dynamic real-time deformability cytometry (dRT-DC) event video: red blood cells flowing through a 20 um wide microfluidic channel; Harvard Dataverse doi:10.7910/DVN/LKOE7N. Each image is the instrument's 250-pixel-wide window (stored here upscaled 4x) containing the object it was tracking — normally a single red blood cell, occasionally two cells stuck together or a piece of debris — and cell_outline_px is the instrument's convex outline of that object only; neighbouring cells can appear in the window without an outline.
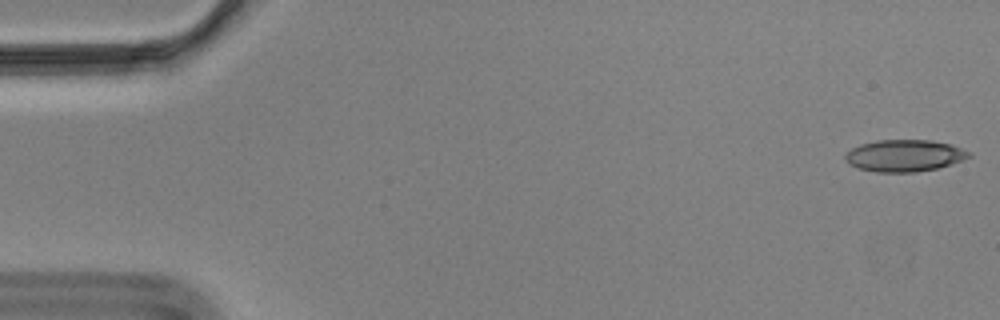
{"species": "Egyptian fruit bat (a non-hibernating species)", "species_latin": "Rousettus aegyptiacus", "temperature_condition": "cold", "stored_images_in_passage": 17, "camera_frame_rate_fps": 3000, "um_per_image_px": 0.085, "animal": {"sex": "male"}, "frame": {"image": 1, "passage_image": 1, "time_ms": 0.0, "image_size_px": [1000, 320], "cell_outline_px": [[972, 156], [936, 168], [916, 172], [876, 172], [856, 168], [848, 164], [844, 156], [852, 148], [860, 144], [876, 140], [932, 140], [952, 144], [972, 152]], "centroid_in_image_um": [76.86, 13.22], "position_along_channel_um": 8.1, "area_um2": 23.0}}